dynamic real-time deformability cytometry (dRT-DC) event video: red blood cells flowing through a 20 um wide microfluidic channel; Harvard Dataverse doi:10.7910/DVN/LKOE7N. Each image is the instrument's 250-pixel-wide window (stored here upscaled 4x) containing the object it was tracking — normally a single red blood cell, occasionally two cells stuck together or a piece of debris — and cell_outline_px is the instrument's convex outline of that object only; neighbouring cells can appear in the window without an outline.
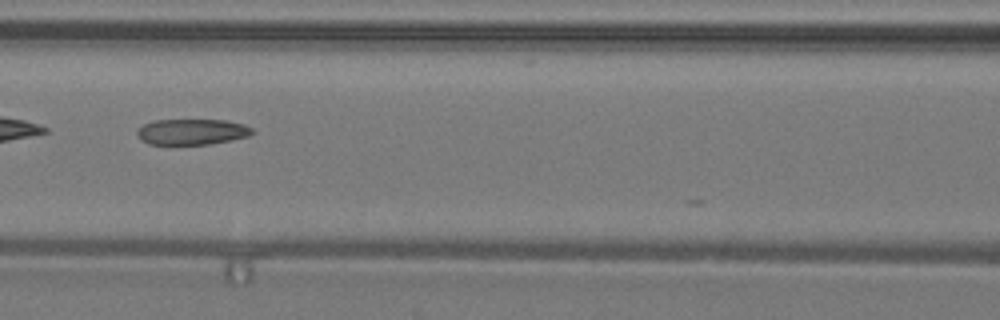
{"species": "common noctule bat (a hibernating species)", "species_latin": "Nyctalus noctula", "temperature_condition": "warm", "stored_images_in_passage": 10, "camera_frame_rate_fps": 3000, "um_per_image_px": 0.085, "animal": {"sex": "male", "body_mass_g": 19.2, "forearm_length_mm": 51.8}, "frame": {"image": 1, "passage_image": 8, "time_ms": 2.333, "image_size_px": [1000, 320], "cell_outline_px": [[252, 132], [248, 136], [232, 140], [208, 144], [148, 144], [140, 140], [136, 132], [136, 128], [144, 124], [156, 120], [224, 120], [244, 124], [252, 128]], "centroid_in_image_um": [16.27, 11.2], "position_along_channel_um": 150.3, "area_um2": 17.28}}